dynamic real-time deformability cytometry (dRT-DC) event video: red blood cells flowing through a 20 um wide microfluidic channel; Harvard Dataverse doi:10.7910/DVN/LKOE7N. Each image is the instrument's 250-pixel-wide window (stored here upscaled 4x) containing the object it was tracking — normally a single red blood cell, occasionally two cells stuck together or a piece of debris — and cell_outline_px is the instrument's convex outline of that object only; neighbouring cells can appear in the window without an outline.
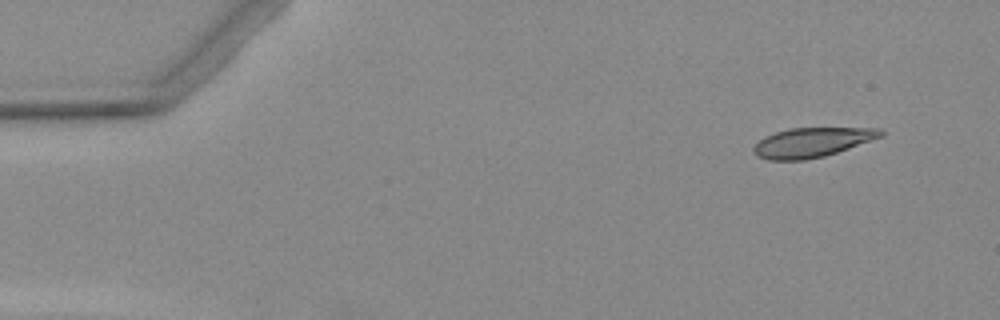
{"species": "Egyptian fruit bat (a non-hibernating species)", "species_latin": "Rousettus aegyptiacus", "temperature_condition": "warm", "stored_images_in_passage": 5, "camera_frame_rate_fps": 3000, "um_per_image_px": 0.085, "animal": {"sex": "female"}, "frame": {"image": 1, "passage_image": 1, "time_ms": 0.0, "image_size_px": [1000, 320], "cell_outline_px": [[884, 136], [824, 156], [804, 160], [768, 160], [756, 156], [752, 148], [764, 136], [788, 128], [880, 128], [884, 132]], "centroid_in_image_um": [69.0, 12.1], "position_along_channel_um": 16.0, "area_um2": 21.79}}